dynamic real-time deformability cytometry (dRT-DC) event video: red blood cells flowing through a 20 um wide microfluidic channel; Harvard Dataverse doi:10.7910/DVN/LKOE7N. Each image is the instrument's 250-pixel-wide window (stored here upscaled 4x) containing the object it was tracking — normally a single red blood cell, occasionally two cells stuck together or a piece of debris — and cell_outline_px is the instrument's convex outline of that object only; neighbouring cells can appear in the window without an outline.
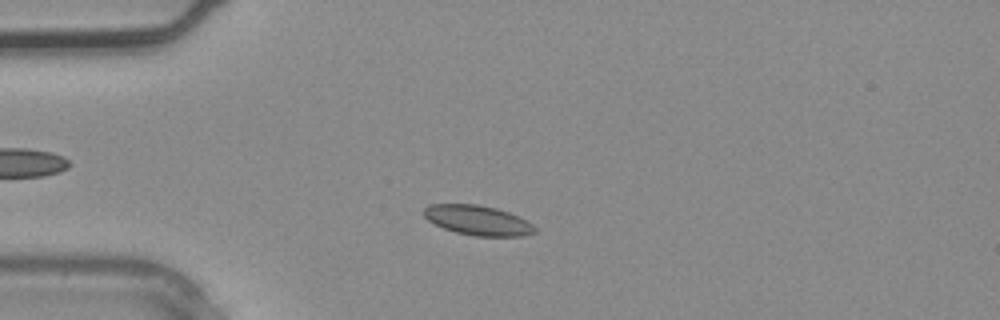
{"species": "common noctule bat (a hibernating species)", "species_latin": "Nyctalus noctula", "temperature_condition": "warm", "stored_images_in_passage": 3, "camera_frame_rate_fps": 3000, "um_per_image_px": 0.085, "animal": {"sex": "male", "body_mass_g": 20.4}, "frame": {"image": 1, "passage_image": 3, "time_ms": 0.667, "image_size_px": [1000, 320], "cell_outline_px": [[536, 232], [520, 236], [476, 236], [456, 232], [444, 228], [428, 220], [424, 216], [424, 208], [428, 204], [476, 204], [496, 208], [508, 212], [532, 224], [536, 228]], "centroid_in_image_um": [40.59, 18.72], "position_along_channel_um": 44.4, "area_um2": 19.02}}